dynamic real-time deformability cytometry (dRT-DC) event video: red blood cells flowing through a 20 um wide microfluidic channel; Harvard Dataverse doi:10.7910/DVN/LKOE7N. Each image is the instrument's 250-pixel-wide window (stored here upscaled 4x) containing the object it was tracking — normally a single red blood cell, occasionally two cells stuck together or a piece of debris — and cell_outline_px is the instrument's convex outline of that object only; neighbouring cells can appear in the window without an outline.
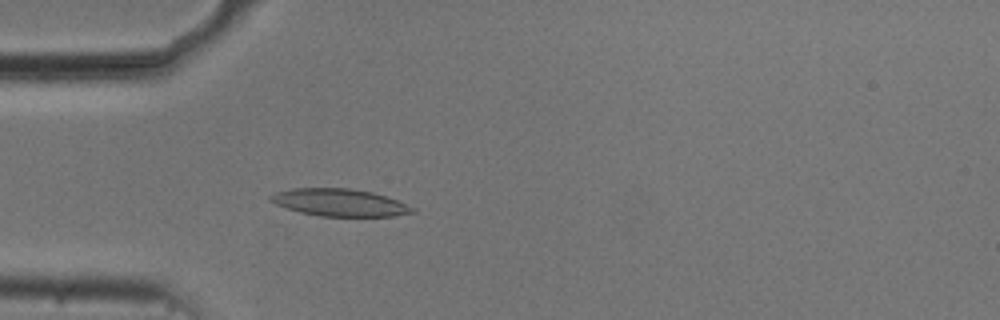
{"species": "common noctule bat (a hibernating species)", "species_latin": "Nyctalus noctula", "temperature_condition": "cold", "stored_images_in_passage": 25, "camera_frame_rate_fps": 3000, "um_per_image_px": 0.085, "animal": {"sex": "male", "body_mass_g": 20.5, "forearm_length_mm": 52.5}, "frame": {"image": 1, "passage_image": 7, "time_ms": 2.0, "image_size_px": [1000, 320], "cell_outline_px": [[416, 212], [392, 216], [320, 216], [300, 212], [276, 204], [268, 200], [268, 196], [276, 192], [292, 188], [348, 188], [372, 192], [396, 200], [416, 208]], "centroid_in_image_um": [28.85, 17.21], "position_along_channel_um": 56.2, "area_um2": 22.48}}
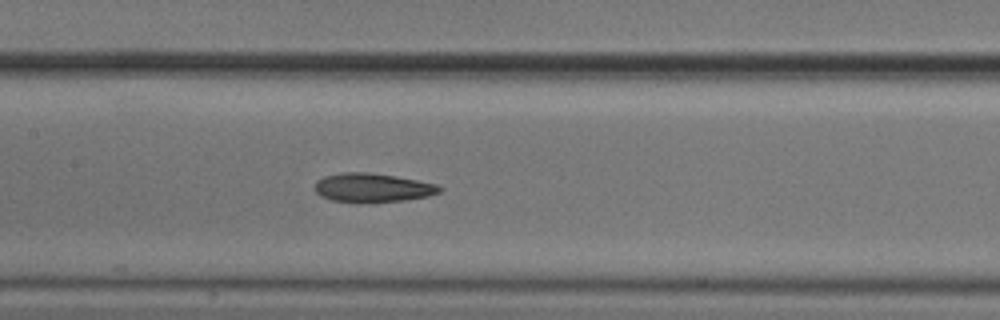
{"frame": {"image": 2, "passage_image": 17, "time_ms": 5.333, "image_size_px": [1000, 320], "cell_outline_px": [[444, 188], [440, 192], [428, 196], [404, 200], [360, 204], [356, 204], [332, 200], [320, 196], [312, 188], [316, 180], [324, 176], [344, 172], [368, 172], [396, 176], [436, 184]], "centroid_in_image_um": [31.61, 15.97], "position_along_channel_um": 175.8, "area_um2": 21.5}}
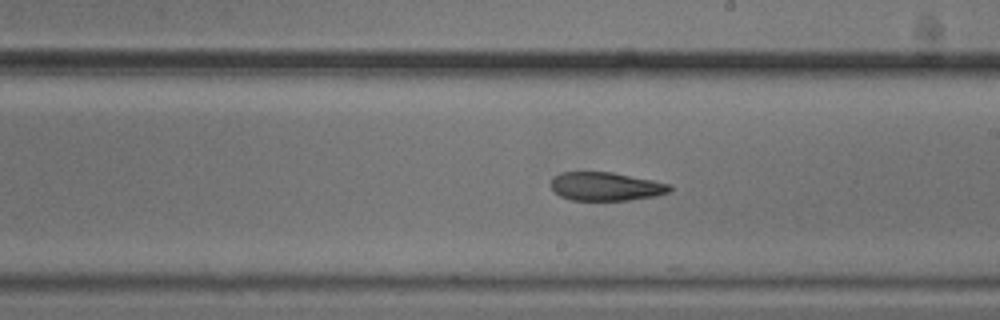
{"frame": {"image": 3, "passage_image": 22, "time_ms": 7.0, "image_size_px": [1000, 320], "cell_outline_px": [[672, 188], [668, 192], [656, 196], [628, 200], [568, 200], [560, 196], [552, 188], [552, 180], [560, 172], [612, 172], [672, 184]], "centroid_in_image_um": [51.52, 15.85], "position_along_channel_um": 237.5, "area_um2": 19.65}}